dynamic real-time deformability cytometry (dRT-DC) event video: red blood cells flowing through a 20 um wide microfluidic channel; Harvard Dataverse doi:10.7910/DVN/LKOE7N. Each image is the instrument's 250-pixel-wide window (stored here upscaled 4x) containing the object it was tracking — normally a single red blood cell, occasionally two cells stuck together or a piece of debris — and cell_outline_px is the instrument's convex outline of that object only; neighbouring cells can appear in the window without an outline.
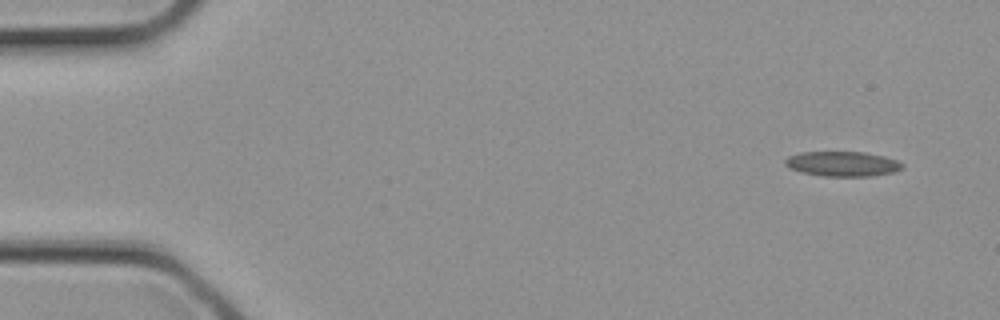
{"species": "common noctule bat (a hibernating species)", "species_latin": "Nyctalus noctula", "temperature_condition": "cold", "stored_images_in_passage": 2, "camera_frame_rate_fps": 3000, "um_per_image_px": 0.085, "animal": {"sex": "female", "body_mass_g": 21.9}, "frame": {"image": 1, "passage_image": 1, "time_ms": 0.0, "image_size_px": [1000, 320], "cell_outline_px": [[904, 168], [892, 172], [872, 176], [824, 176], [800, 172], [788, 168], [784, 164], [784, 160], [788, 156], [800, 152], [864, 152], [884, 156], [896, 160], [904, 164]], "centroid_in_image_um": [71.58, 13.93], "position_along_channel_um": 13.4, "area_um2": 17.11}}
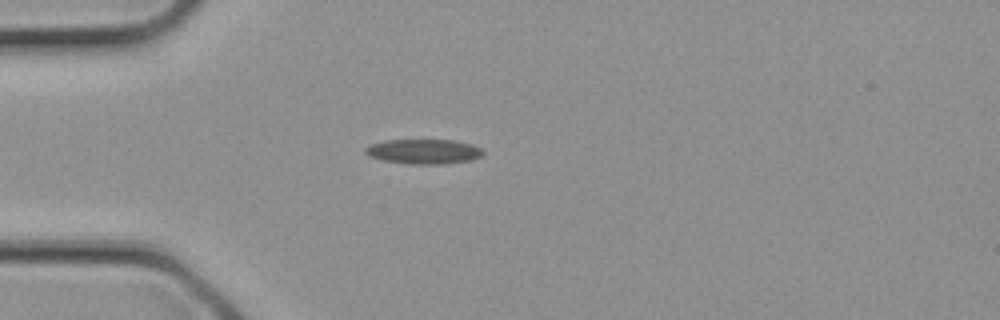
{"frame": {"image": 2, "passage_image": 2, "time_ms": 0.333, "image_size_px": [1000, 320], "cell_outline_px": [[484, 152], [480, 156], [472, 160], [444, 164], [408, 164], [384, 160], [368, 156], [364, 152], [364, 148], [368, 144], [384, 140], [452, 140], [472, 144], [480, 148]], "centroid_in_image_um": [35.97, 12.87], "position_along_channel_um": 49.0, "area_um2": 17.11}}